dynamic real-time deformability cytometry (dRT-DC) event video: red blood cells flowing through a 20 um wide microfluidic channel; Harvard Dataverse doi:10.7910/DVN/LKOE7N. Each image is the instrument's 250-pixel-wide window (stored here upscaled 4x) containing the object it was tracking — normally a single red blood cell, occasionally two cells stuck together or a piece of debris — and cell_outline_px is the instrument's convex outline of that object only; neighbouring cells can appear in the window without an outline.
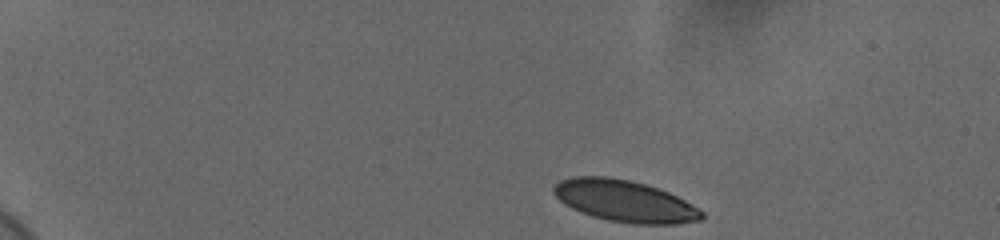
{"species": "human", "species_latin": "Homo sapiens", "temperature_condition": "cold", "stored_images_in_passage": 48, "camera_frame_rate_fps": 3000, "um_per_image_px": 0.085, "donor": {"sex": "female"}, "frame": {"image": 1, "passage_image": 1, "time_ms": 0.0, "image_size_px": [1000, 240], "cell_outline_px": [[704, 220], [676, 224], [632, 224], [608, 220], [592, 216], [580, 212], [564, 204], [552, 192], [552, 188], [560, 180], [572, 176], [608, 176], [632, 180], [668, 192], [684, 200], [704, 212]], "centroid_in_image_um": [53.09, 17.09], "position_along_channel_um": 31.9, "area_um2": 36.07}}
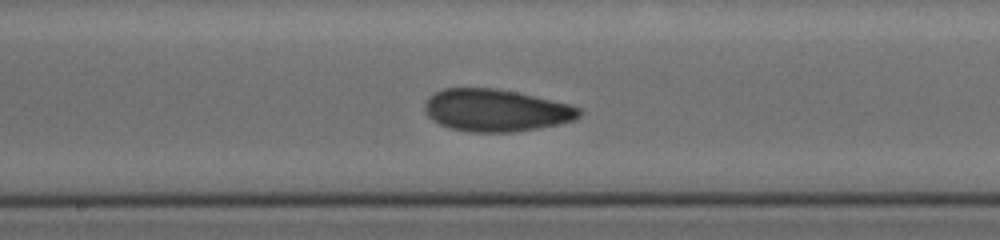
{"frame": {"image": 2, "passage_image": 24, "time_ms": 7.667, "image_size_px": [1000, 240], "cell_outline_px": [[584, 112], [580, 116], [572, 120], [556, 124], [536, 128], [512, 132], [472, 132], [448, 128], [432, 120], [424, 112], [424, 104], [428, 96], [432, 92], [444, 88], [496, 88], [516, 92], [572, 104], [580, 108]], "centroid_in_image_um": [42.12, 9.37], "position_along_channel_um": 206.1, "area_um2": 38.26}}
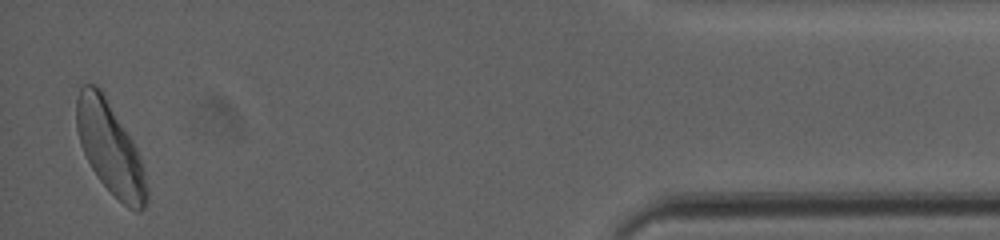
{"frame": {"image": 3, "passage_image": 47, "time_ms": 15.333, "image_size_px": [1000, 240], "cell_outline_px": [[148, 200], [144, 208], [140, 212], [136, 212], [128, 208], [100, 180], [92, 168], [80, 144], [76, 128], [76, 100], [80, 88], [84, 84], [96, 84], [100, 88], [132, 140], [136, 148], [140, 160], [148, 188]], "centroid_in_image_um": [9.35, 12.59], "position_along_channel_um": 425.8, "area_um2": 36.99}, "authors_computed_cell_mechanics": {"area_um2": 36.9053, "velocity_mm_per_s": 3.6494, "shape_relaxation_time_tau1_ms": 3.8436, "shape_relaxation_time_tau2_ms": 1.882, "deformation_change_tau1": 0.1223, "deformation_change_tau2": 0.0733}}